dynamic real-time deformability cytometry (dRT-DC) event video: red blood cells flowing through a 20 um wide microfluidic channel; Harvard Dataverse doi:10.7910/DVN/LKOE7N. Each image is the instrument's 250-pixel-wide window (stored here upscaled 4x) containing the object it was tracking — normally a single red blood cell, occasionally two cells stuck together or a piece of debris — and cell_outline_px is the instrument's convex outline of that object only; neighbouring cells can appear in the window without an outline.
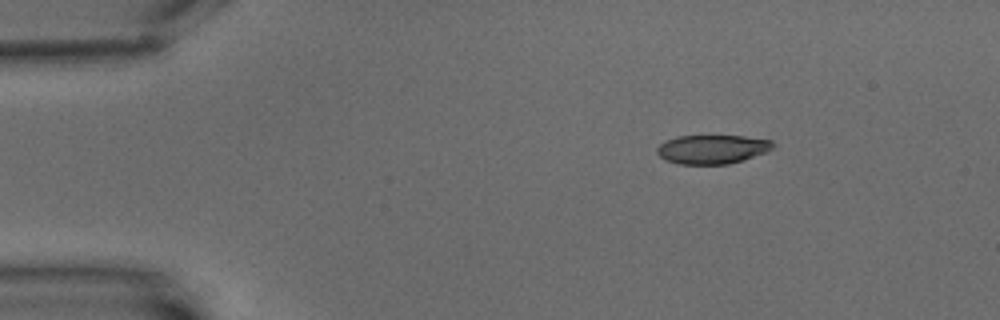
{"species": "common noctule bat (a hibernating species)", "species_latin": "Nyctalus noctula", "temperature_condition": "warm", "stored_images_in_passage": 6, "camera_frame_rate_fps": 3000, "um_per_image_px": 0.085, "animal": {"sex": "male", "body_mass_g": 15.6}, "frame": {"image": 1, "passage_image": 1, "time_ms": 0.0, "image_size_px": [1000, 320], "cell_outline_px": [[776, 144], [768, 152], [744, 160], [728, 164], [680, 164], [664, 160], [656, 152], [656, 148], [660, 144], [676, 136], [744, 136], [772, 140]], "centroid_in_image_um": [60.57, 12.69], "position_along_channel_um": 24.4, "area_um2": 19.71}}
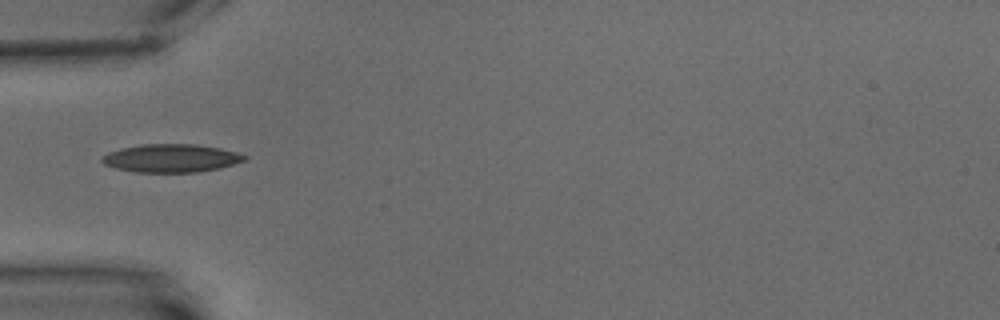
{"frame": {"image": 2, "passage_image": 4, "time_ms": 3.667, "image_size_px": [1000, 320], "cell_outline_px": [[248, 156], [244, 160], [220, 168], [196, 172], [136, 172], [116, 168], [104, 164], [100, 160], [100, 156], [108, 152], [120, 148], [140, 144], [196, 144], [220, 148], [236, 152]], "centroid_in_image_um": [14.5, 13.44], "position_along_channel_um": 70.5, "area_um2": 23.41}}
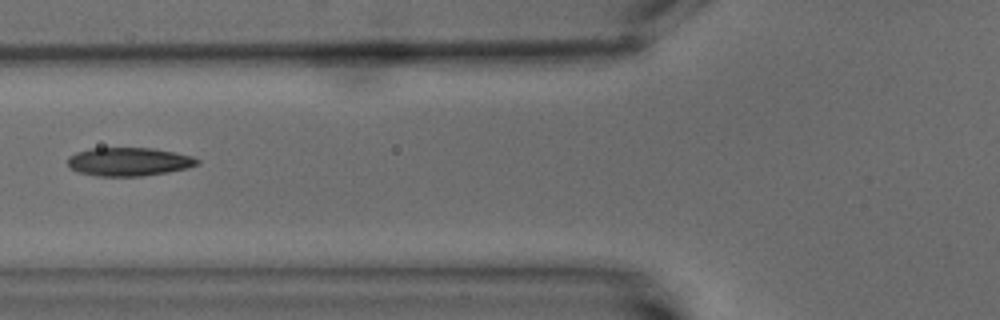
{"frame": {"image": 3, "passage_image": 5, "time_ms": 5.0, "image_size_px": [1000, 320], "cell_outline_px": [[200, 164], [188, 168], [168, 172], [140, 176], [96, 176], [80, 172], [68, 168], [68, 156], [76, 152], [88, 148], [152, 148], [192, 156], [200, 160]], "centroid_in_image_um": [10.94, 13.74], "position_along_channel_um": 114.9, "area_um2": 21.56}}